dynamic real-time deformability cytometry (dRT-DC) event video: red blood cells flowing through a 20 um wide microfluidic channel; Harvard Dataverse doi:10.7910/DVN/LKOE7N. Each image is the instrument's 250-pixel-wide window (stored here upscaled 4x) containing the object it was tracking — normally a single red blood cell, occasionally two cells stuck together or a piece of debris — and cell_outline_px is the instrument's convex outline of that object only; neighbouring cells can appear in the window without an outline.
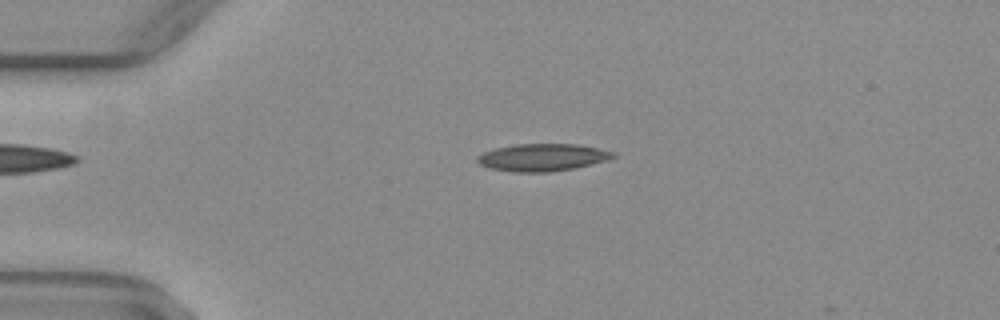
{"species": "common noctule bat (a hibernating species)", "species_latin": "Nyctalus noctula", "temperature_condition": "warm", "stored_images_in_passage": 50, "camera_frame_rate_fps": 3000, "um_per_image_px": 0.085, "animal": {"sex": "female", "body_mass_g": 29.2, "forearm_length_mm": 56.3}, "frame": {"image": 1, "passage_image": 12, "time_ms": 3.667, "image_size_px": [1000, 320], "cell_outline_px": [[616, 156], [608, 160], [572, 168], [548, 172], [512, 172], [488, 168], [480, 164], [476, 160], [476, 156], [484, 152], [496, 148], [516, 144], [576, 144], [616, 152]], "centroid_in_image_um": [46.08, 13.38], "position_along_channel_um": 38.9, "area_um2": 21.56}}
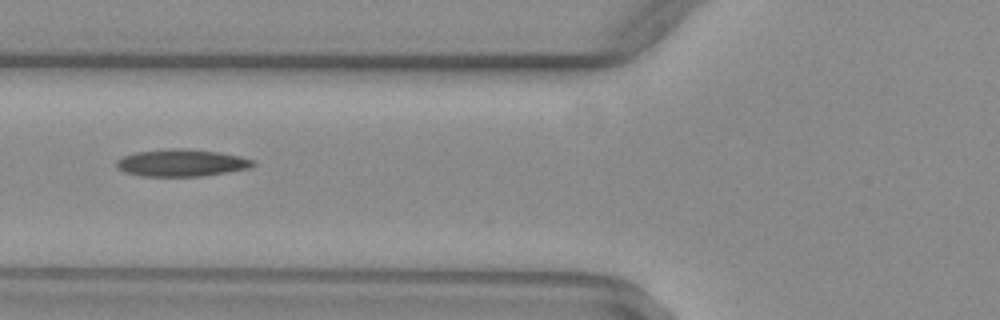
{"frame": {"image": 2, "passage_image": 20, "time_ms": 6.333, "image_size_px": [1000, 320], "cell_outline_px": [[256, 164], [248, 168], [200, 176], [140, 176], [124, 172], [116, 164], [116, 160], [124, 156], [136, 152], [216, 152], [240, 156], [252, 160]], "centroid_in_image_um": [15.42, 13.91], "position_along_channel_um": 110.4, "area_um2": 19.94}}
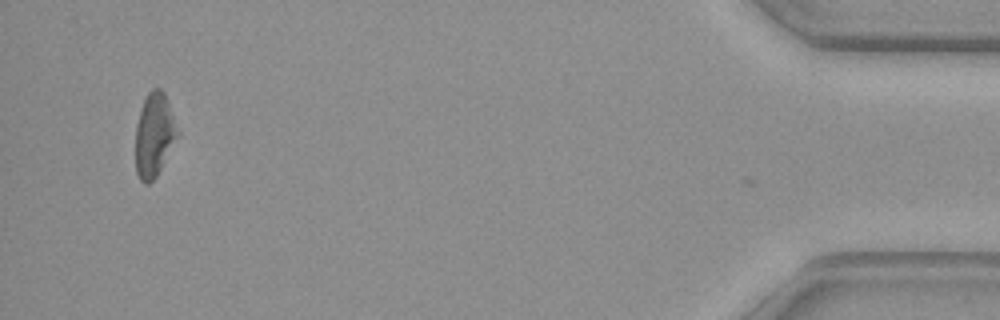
{"frame": {"image": 3, "passage_image": 49, "time_ms": 16.0, "image_size_px": [1000, 320], "cell_outline_px": [[180, 132], [156, 176], [148, 184], [144, 184], [140, 180], [136, 172], [136, 124], [140, 108], [148, 92], [152, 88], [160, 88], [164, 92]], "centroid_in_image_um": [13.1, 11.44], "position_along_channel_um": 422.1, "area_um2": 20.4}, "authors_computed_cell_mechanics": {"area_um2": 20.7213, "velocity_mm_per_s": 4.0635, "shape_relaxation_time_tau1_ms": null, "shape_relaxation_time_tau2_ms": 4.5125, "deformation_change_tau1": null, "deformation_change_tau2": 0.1522}}